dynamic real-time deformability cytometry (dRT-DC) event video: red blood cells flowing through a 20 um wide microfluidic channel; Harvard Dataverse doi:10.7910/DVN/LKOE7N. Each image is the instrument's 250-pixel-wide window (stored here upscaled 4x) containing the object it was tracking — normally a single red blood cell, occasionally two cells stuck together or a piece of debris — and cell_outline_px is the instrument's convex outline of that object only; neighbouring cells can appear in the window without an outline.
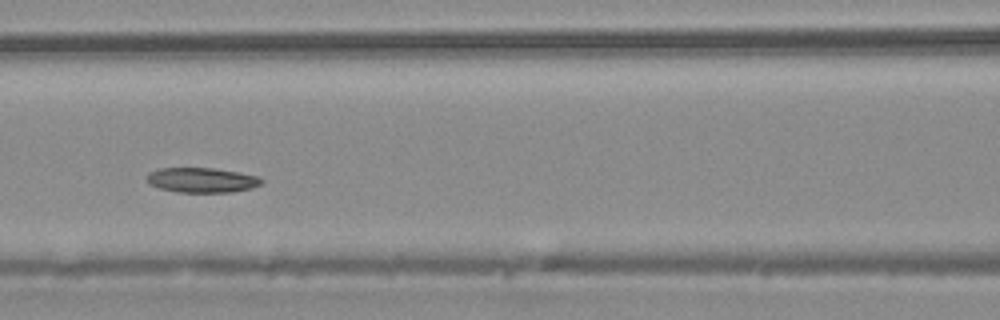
{"species": "common noctule bat (a hibernating species)", "species_latin": "Nyctalus noctula", "temperature_condition": "warm", "stored_images_in_passage": 13, "camera_frame_rate_fps": 3000, "um_per_image_px": 0.085, "animal": {"sex": "male", "body_mass_g": 20.4}, "frame": {"image": 1, "passage_image": 8, "time_ms": 2.333, "image_size_px": [1000, 320], "cell_outline_px": [[264, 180], [260, 184], [252, 188], [232, 192], [176, 192], [160, 188], [148, 184], [148, 172], [160, 168], [216, 168], [260, 176]], "centroid_in_image_um": [17.18, 15.3], "position_along_channel_um": 149.4, "area_um2": 16.7}}
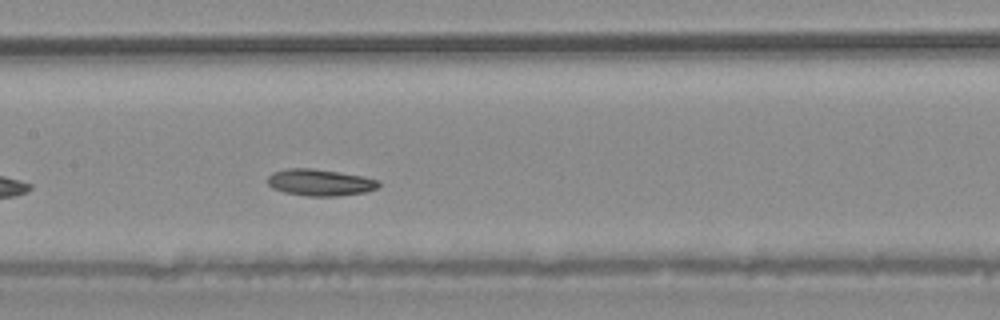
{"frame": {"image": 2, "passage_image": 10, "time_ms": 3.0, "image_size_px": [1000, 320], "cell_outline_px": [[380, 188], [364, 192], [336, 196], [308, 196], [284, 192], [272, 188], [268, 184], [268, 176], [272, 172], [288, 168], [312, 168], [364, 176], [380, 180]], "centroid_in_image_um": [27.22, 15.5], "position_along_channel_um": 180.2, "area_um2": 17.34}}